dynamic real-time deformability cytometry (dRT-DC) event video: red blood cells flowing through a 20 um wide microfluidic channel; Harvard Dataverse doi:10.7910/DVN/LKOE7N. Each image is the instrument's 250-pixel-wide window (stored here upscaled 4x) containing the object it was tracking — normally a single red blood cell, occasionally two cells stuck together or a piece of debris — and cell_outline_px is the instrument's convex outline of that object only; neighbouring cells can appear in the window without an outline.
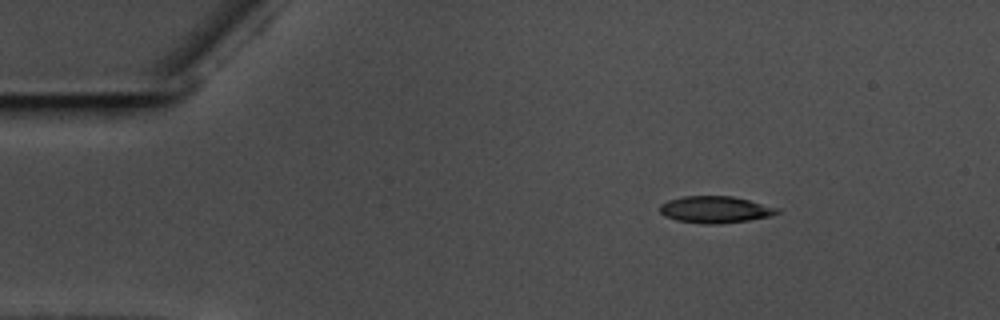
{"species": "common noctule bat (a hibernating species)", "species_latin": "Nyctalus noctula", "temperature_condition": "warm", "stored_images_in_passage": 9, "camera_frame_rate_fps": 3000, "um_per_image_px": 0.085, "animal": {"sex": "male", "body_mass_g": 17.5, "forearm_length_mm": 52.3}, "frame": {"image": 1, "passage_image": 1, "time_ms": 0.0, "image_size_px": [1000, 320], "cell_outline_px": [[780, 212], [768, 216], [748, 220], [716, 224], [704, 224], [676, 220], [664, 216], [660, 212], [660, 204], [668, 200], [684, 196], [732, 196], [780, 208]], "centroid_in_image_um": [60.77, 17.81], "position_along_channel_um": 24.2, "area_um2": 18.21}}